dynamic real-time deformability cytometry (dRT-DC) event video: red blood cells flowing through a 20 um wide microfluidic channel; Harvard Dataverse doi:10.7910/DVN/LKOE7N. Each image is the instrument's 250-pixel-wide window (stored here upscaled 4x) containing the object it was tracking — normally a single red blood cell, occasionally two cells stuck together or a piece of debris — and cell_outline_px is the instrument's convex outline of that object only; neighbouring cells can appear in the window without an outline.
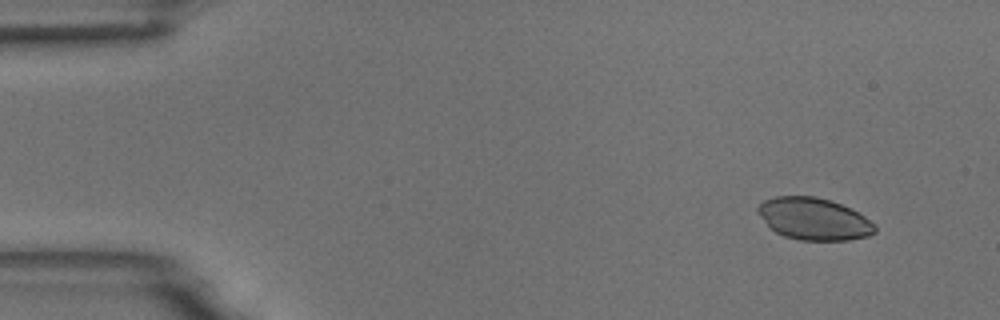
{"species": "common noctule bat (a hibernating species)", "species_latin": "Nyctalus noctula", "temperature_condition": "room temperature", "stored_images_in_passage": 51, "camera_frame_rate_fps": 3000, "um_per_image_px": 0.085, "animal": {"sex": "male", "body_mass_g": 18.8}, "frame": {"image": 1, "passage_image": 1, "time_ms": 0.0, "image_size_px": [1000, 320], "cell_outline_px": [[876, 232], [868, 236], [848, 240], [800, 240], [784, 236], [776, 232], [760, 216], [756, 208], [764, 200], [772, 196], [816, 196], [832, 200], [852, 208], [876, 224]], "centroid_in_image_um": [69.21, 18.59], "position_along_channel_um": 15.8, "area_um2": 28.84}}
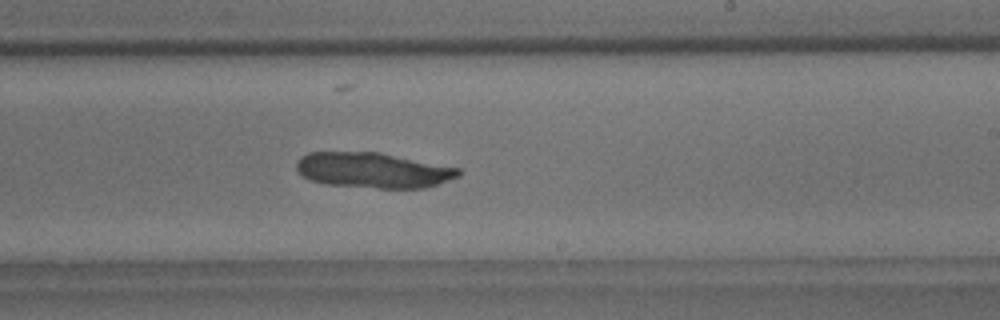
{"frame": {"image": 2, "passage_image": 29, "time_ms": 9.333, "image_size_px": [1000, 320], "cell_outline_px": [[460, 176], [424, 188], [376, 188], [324, 184], [312, 180], [296, 172], [296, 164], [300, 156], [308, 152], [380, 152], [460, 168]], "centroid_in_image_um": [31.69, 14.46], "position_along_channel_um": 257.3, "area_um2": 33.47}}
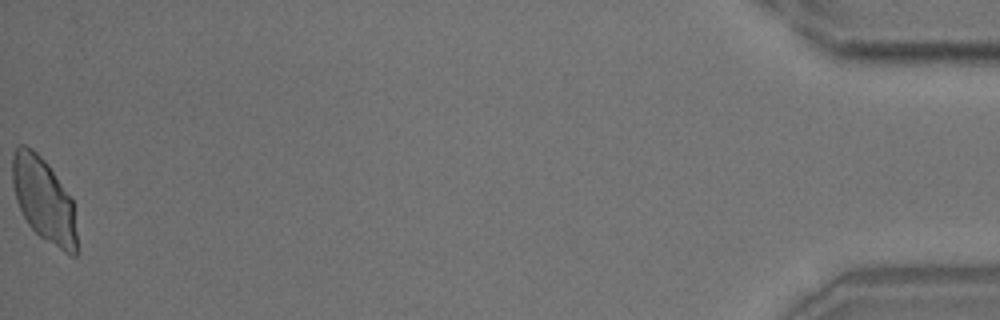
{"frame": {"image": 3, "passage_image": 51, "time_ms": 16.667, "image_size_px": [1000, 320], "cell_outline_px": [[76, 256], [72, 256], [64, 252], [40, 236], [28, 224], [16, 200], [12, 180], [12, 156], [16, 144], [24, 144], [32, 148], [48, 164], [72, 200], [76, 232]], "centroid_in_image_um": [3.69, 16.95], "position_along_channel_um": 431.5, "area_um2": 31.27}}